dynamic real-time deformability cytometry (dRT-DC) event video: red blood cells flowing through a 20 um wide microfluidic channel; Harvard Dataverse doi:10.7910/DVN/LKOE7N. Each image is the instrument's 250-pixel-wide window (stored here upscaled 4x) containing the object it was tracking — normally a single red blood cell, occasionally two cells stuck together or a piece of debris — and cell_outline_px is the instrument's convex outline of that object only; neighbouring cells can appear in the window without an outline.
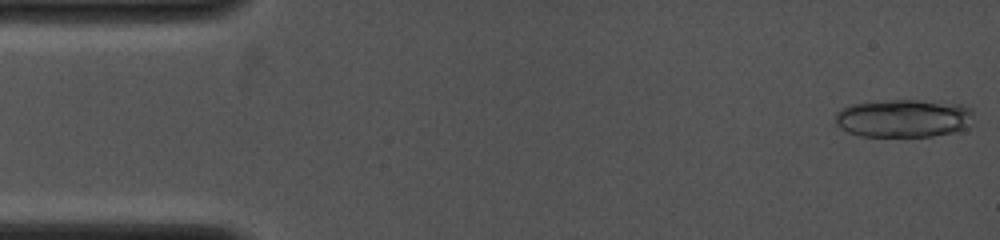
{"species": "common noctule bat (a hibernating species)", "species_latin": "Nyctalus noctula", "temperature_condition": "cold", "stored_images_in_passage": 12, "camera_frame_rate_fps": 4000, "um_per_image_px": 0.085, "animal": {"sex": "female", "body_mass_g": 19.0, "forearm_length_mm": 53.3}, "frame": {"image": 1, "passage_image": 1, "time_ms": 0.0, "image_size_px": [1000, 240], "cell_outline_px": [[972, 112], [968, 128], [952, 132], [932, 136], [860, 136], [848, 132], [840, 128], [836, 124], [836, 112], [840, 108], [852, 104], [892, 100], [916, 100], [964, 104], [972, 108]], "centroid_in_image_um": [76.8, 10.05], "position_along_channel_um": 8.2, "area_um2": 30.69}}